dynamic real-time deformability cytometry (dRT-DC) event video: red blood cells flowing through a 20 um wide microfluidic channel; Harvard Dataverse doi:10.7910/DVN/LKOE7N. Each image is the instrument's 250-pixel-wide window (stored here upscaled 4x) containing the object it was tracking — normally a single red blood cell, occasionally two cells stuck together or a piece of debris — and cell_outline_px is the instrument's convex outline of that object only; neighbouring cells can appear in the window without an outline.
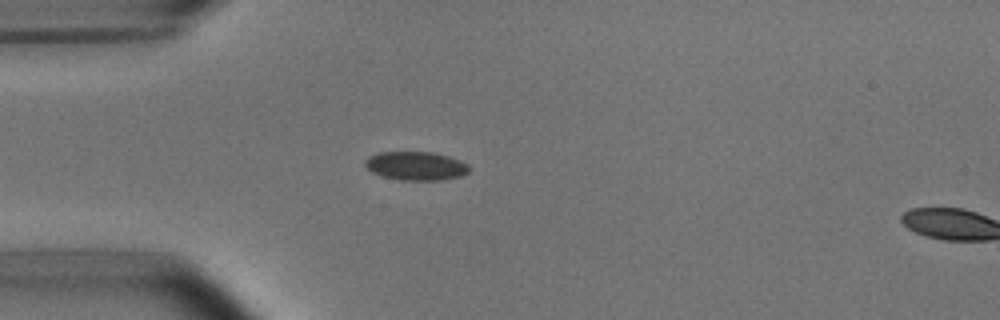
{"species": "common noctule bat (a hibernating species)", "species_latin": "Nyctalus noctula", "temperature_condition": "room temperature", "stored_images_in_passage": 4, "segment_of_instrument_passage": [1, 2], "camera_frame_rate_fps": 3000, "um_per_image_px": 0.085, "animal": {"sex": "male", "body_mass_g": 15.6}, "frame": {"image": 1, "passage_image": 3, "time_ms": 3.0, "image_size_px": [1000, 320], "cell_outline_px": [[468, 172], [460, 176], [440, 180], [400, 180], [380, 176], [372, 172], [364, 164], [364, 160], [368, 156], [380, 152], [432, 152], [448, 156], [460, 160], [468, 164]], "centroid_in_image_um": [35.31, 14.1], "position_along_channel_um": 49.7, "area_um2": 17.4}}